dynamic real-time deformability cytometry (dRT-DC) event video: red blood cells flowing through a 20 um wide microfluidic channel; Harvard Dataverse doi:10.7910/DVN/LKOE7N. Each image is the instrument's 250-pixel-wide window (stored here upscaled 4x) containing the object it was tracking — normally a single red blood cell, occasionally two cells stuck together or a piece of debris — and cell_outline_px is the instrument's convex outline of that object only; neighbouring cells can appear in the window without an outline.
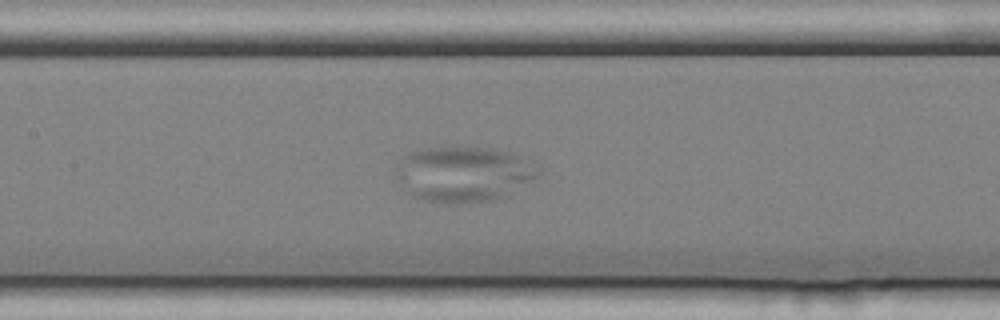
{"species": "common noctule bat (a hibernating species)", "species_latin": "Nyctalus noctula", "temperature_condition": "cold", "stored_images_in_passage": 40, "camera_frame_rate_fps": 3000, "um_per_image_px": 0.085, "animal": {"sex": "female", "body_mass_g": 25.1}, "frame": {"image": 1, "passage_image": 15, "time_ms": 4.667, "image_size_px": [1000, 320], "cell_outline_px": [[540, 176], [536, 180], [508, 196], [488, 200], [424, 200], [412, 196], [404, 192], [392, 172], [396, 164], [404, 156], [412, 152], [424, 148], [492, 148], [520, 156], [540, 164]], "centroid_in_image_um": [39.43, 14.77], "position_along_channel_um": 168.0, "area_um2": 45.84}}
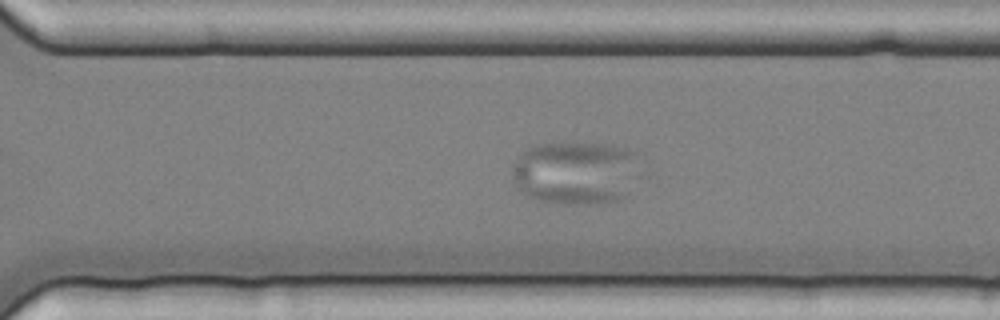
{"frame": {"image": 2, "passage_image": 28, "time_ms": 9.0, "image_size_px": [1000, 320], "cell_outline_px": [[644, 152], [624, 196], [616, 200], [604, 204], [556, 204], [540, 200], [528, 196], [520, 192], [516, 188], [512, 176], [512, 164], [516, 156], [528, 144], [564, 140], [612, 144], [636, 148]], "centroid_in_image_um": [48.89, 14.59], "position_along_channel_um": 321.7, "area_um2": 49.53}}
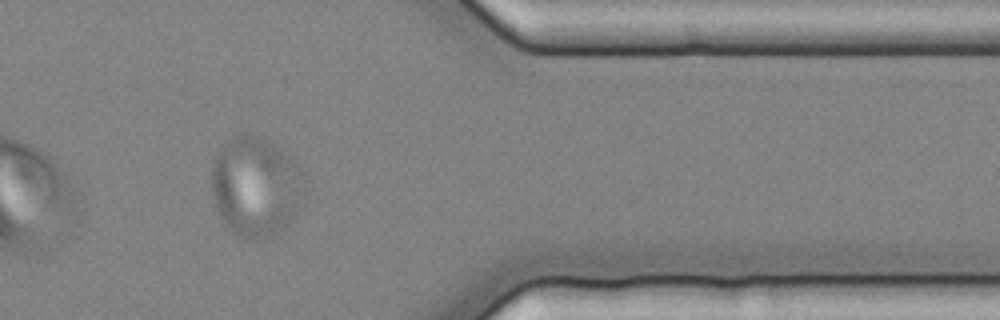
{"frame": {"image": 3, "passage_image": 35, "time_ms": 11.333, "image_size_px": [1000, 320], "cell_outline_px": [[304, 180], [296, 212], [284, 228], [268, 236], [256, 240], [240, 236], [232, 232], [224, 224], [216, 208], [212, 192], [212, 164], [216, 152], [220, 144], [228, 136], [240, 132], [244, 132], [260, 136], [268, 140], [288, 156]], "centroid_in_image_um": [21.63, 15.8], "position_along_channel_um": 389.8, "area_um2": 53.7}}